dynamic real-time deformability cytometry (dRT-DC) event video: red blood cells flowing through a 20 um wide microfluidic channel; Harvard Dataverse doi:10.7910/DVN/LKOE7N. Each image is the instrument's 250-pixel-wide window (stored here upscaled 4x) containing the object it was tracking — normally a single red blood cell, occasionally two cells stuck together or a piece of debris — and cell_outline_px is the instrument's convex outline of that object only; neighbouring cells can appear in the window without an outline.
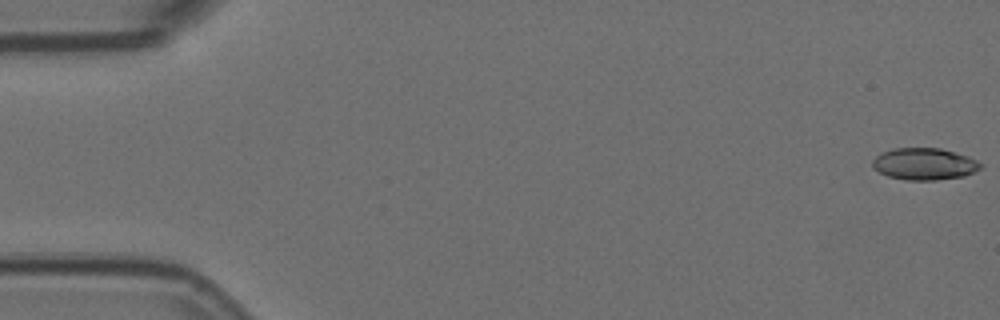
{"species": "Egyptian fruit bat (a non-hibernating species)", "species_latin": "Rousettus aegyptiacus", "temperature_condition": "room temperature", "stored_images_in_passage": 47, "camera_frame_rate_fps": 3000, "um_per_image_px": 0.085, "animal": {"sex": "female"}, "frame": {"image": 1, "passage_image": 1, "time_ms": 0.0, "image_size_px": [1000, 320], "cell_outline_px": [[984, 164], [980, 168], [964, 176], [936, 180], [908, 180], [888, 176], [880, 172], [872, 164], [872, 160], [880, 152], [892, 148], [940, 148], [968, 156]], "centroid_in_image_um": [78.57, 13.92], "position_along_channel_um": 6.4, "area_um2": 20.0}}
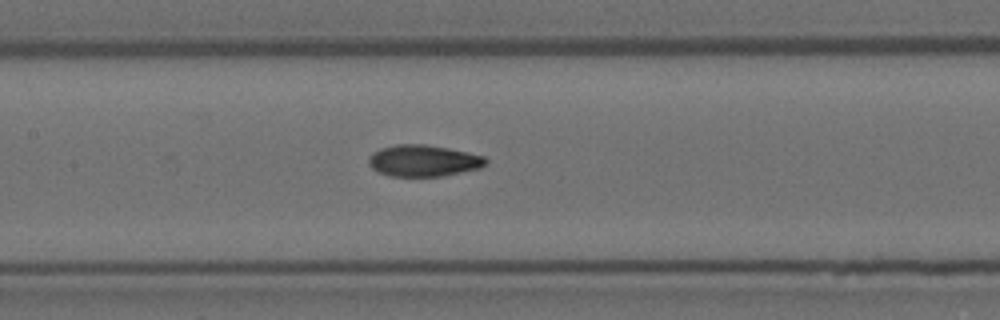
{"frame": {"image": 2, "passage_image": 27, "time_ms": 8.667, "image_size_px": [1000, 320], "cell_outline_px": [[488, 164], [480, 168], [440, 176], [388, 176], [376, 172], [368, 164], [368, 160], [372, 152], [380, 148], [396, 144], [424, 144], [448, 148], [468, 152], [484, 156], [488, 160]], "centroid_in_image_um": [35.97, 13.66], "position_along_channel_um": 171.4, "area_um2": 21.68}}
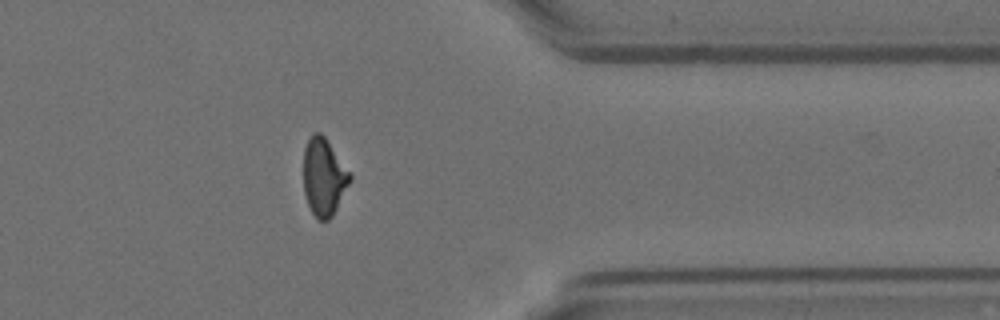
{"frame": {"image": 3, "passage_image": 46, "time_ms": 15.0, "image_size_px": [1000, 320], "cell_outline_px": [[352, 180], [332, 216], [328, 220], [320, 220], [312, 212], [308, 204], [304, 192], [304, 148], [312, 132], [320, 132], [324, 136], [352, 176]], "centroid_in_image_um": [27.52, 15.04], "position_along_channel_um": 383.9, "area_um2": 20.69}}